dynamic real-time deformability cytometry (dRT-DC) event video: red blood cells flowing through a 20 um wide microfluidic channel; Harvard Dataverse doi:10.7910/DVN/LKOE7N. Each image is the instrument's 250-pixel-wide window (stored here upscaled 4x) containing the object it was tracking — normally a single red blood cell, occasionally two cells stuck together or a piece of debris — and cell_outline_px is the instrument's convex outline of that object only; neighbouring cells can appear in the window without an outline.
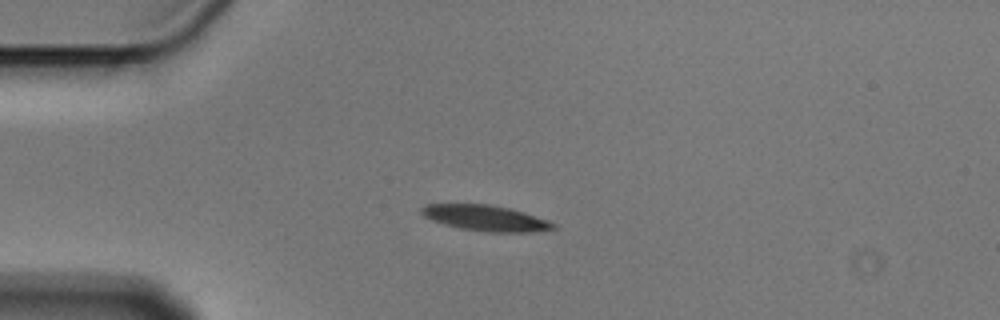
{"species": "Egyptian fruit bat (a non-hibernating species)", "species_latin": "Rousettus aegyptiacus", "temperature_condition": "cold", "stored_images_in_passage": 7, "camera_frame_rate_fps": 3000, "um_per_image_px": 0.085, "animal": {"sex": "male"}, "frame": {"image": 1, "passage_image": 2, "time_ms": 0.333, "image_size_px": [1000, 320], "cell_outline_px": [[556, 228], [532, 232], [488, 232], [460, 228], [444, 224], [432, 220], [424, 216], [420, 212], [420, 208], [424, 204], [488, 204], [508, 208], [548, 220], [556, 224]], "centroid_in_image_um": [41.24, 18.53], "position_along_channel_um": 43.8, "area_um2": 19.59}}
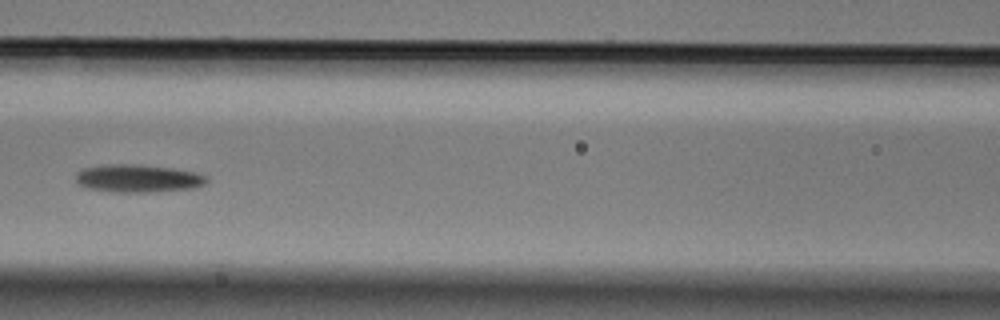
{"frame": {"image": 2, "passage_image": 5, "time_ms": 1.333, "image_size_px": [1000, 320], "cell_outline_px": [[208, 180], [204, 184], [196, 188], [152, 192], [112, 192], [84, 188], [76, 180], [76, 172], [84, 168], [100, 164], [136, 164], [176, 168], [196, 172], [208, 176]], "centroid_in_image_um": [11.74, 15.16], "position_along_channel_um": 154.9, "area_um2": 21.68}}
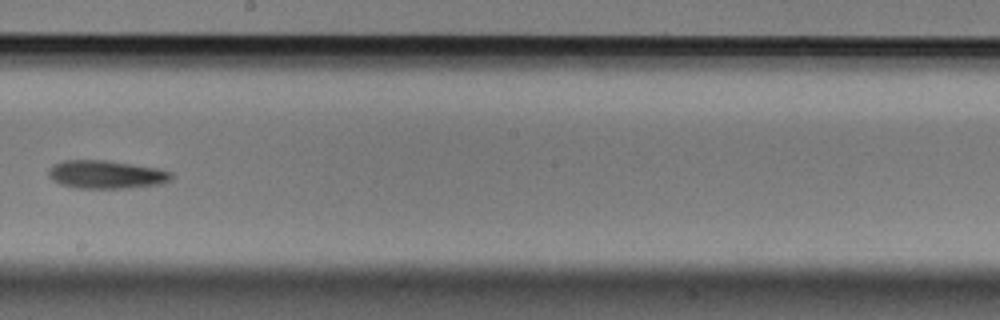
{"frame": {"image": 3, "passage_image": 7, "time_ms": 2.0, "image_size_px": [1000, 320], "cell_outline_px": [[176, 176], [172, 180], [160, 184], [128, 188], [76, 188], [60, 184], [52, 180], [48, 176], [48, 168], [52, 164], [60, 160], [108, 160], [156, 168], [172, 172]], "centroid_in_image_um": [9.01, 14.83], "position_along_channel_um": 239.2, "area_um2": 20.52}}